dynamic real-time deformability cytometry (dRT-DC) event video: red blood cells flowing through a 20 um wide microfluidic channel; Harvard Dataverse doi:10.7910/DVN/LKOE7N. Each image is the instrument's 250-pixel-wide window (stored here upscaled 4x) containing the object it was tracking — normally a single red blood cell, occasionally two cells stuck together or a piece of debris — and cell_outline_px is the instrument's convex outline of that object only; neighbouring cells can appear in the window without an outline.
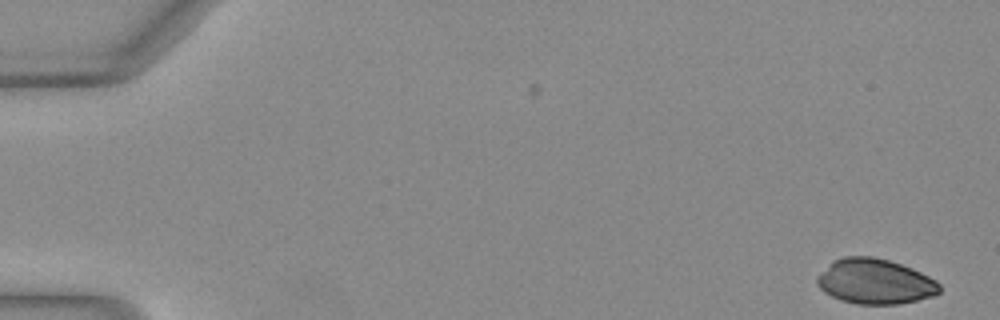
{"species": "Egyptian fruit bat (a non-hibernating species)", "species_latin": "Rousettus aegyptiacus", "temperature_condition": "warm", "stored_images_in_passage": 5, "camera_frame_rate_fps": 3000, "um_per_image_px": 0.085, "animal": {"sex": "female"}, "frame": {"image": 1, "passage_image": 5, "time_ms": 1.333, "image_size_px": [1000, 320], "cell_outline_px": [[940, 292], [936, 296], [896, 304], [856, 304], [832, 296], [824, 292], [816, 284], [816, 276], [832, 260], [844, 256], [872, 256], [888, 260], [912, 268], [936, 280], [940, 284]], "centroid_in_image_um": [74.36, 23.91], "position_along_channel_um": 10.6, "area_um2": 32.31}}